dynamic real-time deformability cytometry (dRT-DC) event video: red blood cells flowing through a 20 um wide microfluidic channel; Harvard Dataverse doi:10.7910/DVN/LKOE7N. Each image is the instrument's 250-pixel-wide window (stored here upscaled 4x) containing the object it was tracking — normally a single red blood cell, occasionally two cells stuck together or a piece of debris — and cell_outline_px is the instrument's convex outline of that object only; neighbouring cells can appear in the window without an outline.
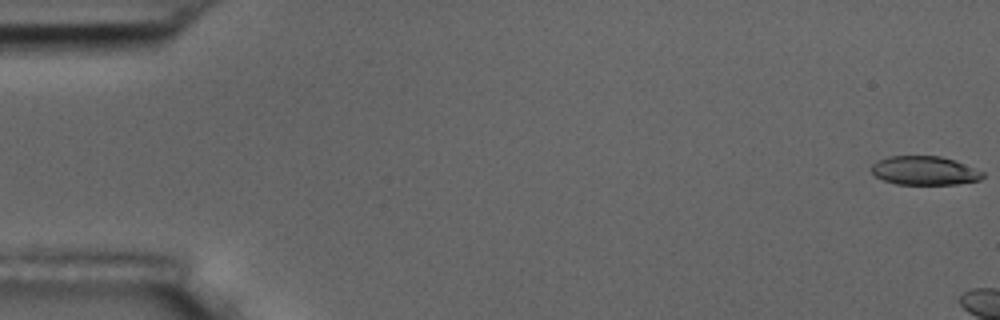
{"species": "common noctule bat (a hibernating species)", "species_latin": "Nyctalus noctula", "temperature_condition": "room temperature", "stored_images_in_passage": 5, "camera_frame_rate_fps": 3000, "um_per_image_px": 0.085, "animal": {"sex": "male", "body_mass_g": 17.5, "forearm_length_mm": 52.3}, "frame": {"image": 1, "passage_image": 1, "time_ms": 0.0, "image_size_px": [1000, 320], "cell_outline_px": [[984, 176], [980, 180], [956, 184], [896, 184], [884, 180], [876, 176], [872, 172], [872, 164], [876, 160], [888, 156], [940, 156], [952, 160], [984, 172]], "centroid_in_image_um": [78.55, 14.5], "position_along_channel_um": 6.4, "area_um2": 18.5}}